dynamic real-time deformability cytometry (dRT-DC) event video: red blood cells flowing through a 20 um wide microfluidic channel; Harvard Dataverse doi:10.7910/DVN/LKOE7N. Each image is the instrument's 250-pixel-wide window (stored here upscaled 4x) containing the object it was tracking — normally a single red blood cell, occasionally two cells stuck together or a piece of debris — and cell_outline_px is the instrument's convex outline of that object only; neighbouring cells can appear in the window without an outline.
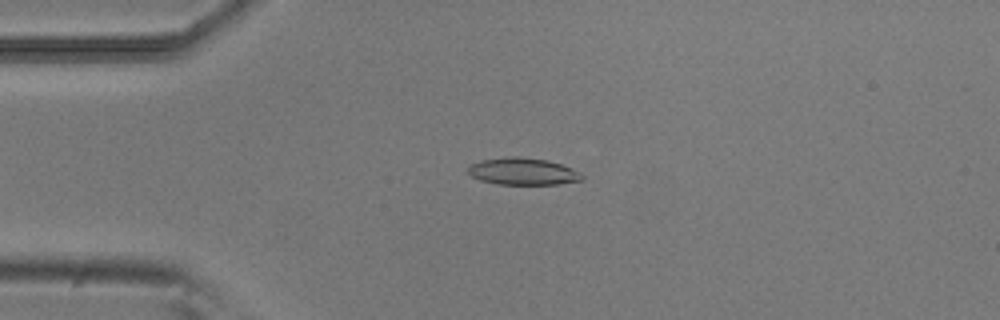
{"species": "common noctule bat (a hibernating species)", "species_latin": "Nyctalus noctula", "temperature_condition": "room temperature", "stored_images_in_passage": 53, "camera_frame_rate_fps": 3000, "um_per_image_px": 0.085, "animal": {"sex": "male", "body_mass_g": 20.5, "forearm_length_mm": 52.5}, "frame": {"image": 1, "passage_image": 13, "time_ms": 4.0, "image_size_px": [1000, 320], "cell_outline_px": [[584, 180], [556, 184], [500, 184], [480, 180], [472, 176], [468, 172], [468, 168], [472, 164], [480, 160], [508, 156], [520, 156], [548, 160], [572, 168], [580, 172], [584, 176]], "centroid_in_image_um": [44.47, 14.56], "position_along_channel_um": 40.5, "area_um2": 17.98}}
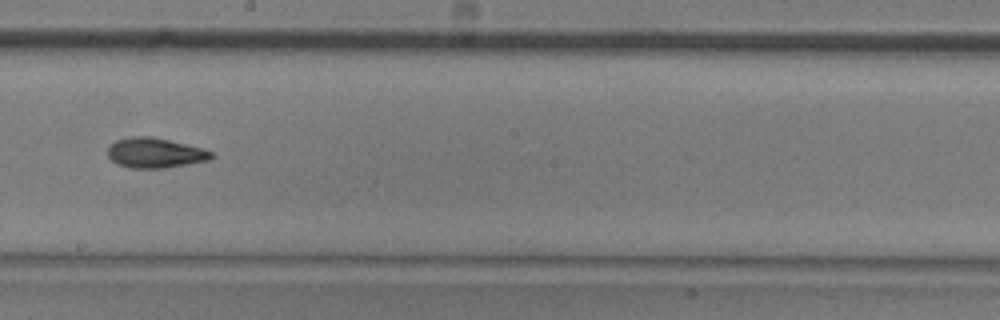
{"frame": {"image": 2, "passage_image": 30, "time_ms": 9.667, "image_size_px": [1000, 320], "cell_outline_px": [[216, 156], [208, 160], [164, 168], [128, 168], [116, 164], [108, 156], [108, 148], [116, 140], [132, 136], [152, 136], [200, 148], [212, 152]], "centroid_in_image_um": [13.15, 13.0], "position_along_channel_um": 235.1, "area_um2": 17.98}}
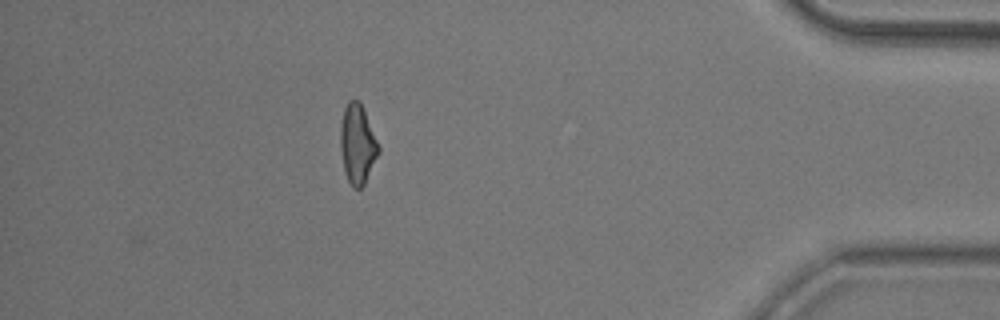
{"frame": {"image": 3, "passage_image": 47, "time_ms": 15.333, "image_size_px": [1000, 320], "cell_outline_px": [[380, 152], [364, 184], [360, 188], [352, 188], [344, 172], [340, 148], [340, 124], [344, 108], [348, 100], [360, 100], [380, 148]], "centroid_in_image_um": [30.37, 12.24], "position_along_channel_um": 404.8, "area_um2": 17.74}, "authors_computed_cell_mechanics": {"area_um2": 17.8024, "velocity_mm_per_s": 3.8388, "shape_relaxation_time_tau1_ms": 8.5778, "shape_relaxation_time_tau2_ms": 4.7075, "deformation_change_tau1": 0.2084, "deformation_change_tau2": 0.1326}}